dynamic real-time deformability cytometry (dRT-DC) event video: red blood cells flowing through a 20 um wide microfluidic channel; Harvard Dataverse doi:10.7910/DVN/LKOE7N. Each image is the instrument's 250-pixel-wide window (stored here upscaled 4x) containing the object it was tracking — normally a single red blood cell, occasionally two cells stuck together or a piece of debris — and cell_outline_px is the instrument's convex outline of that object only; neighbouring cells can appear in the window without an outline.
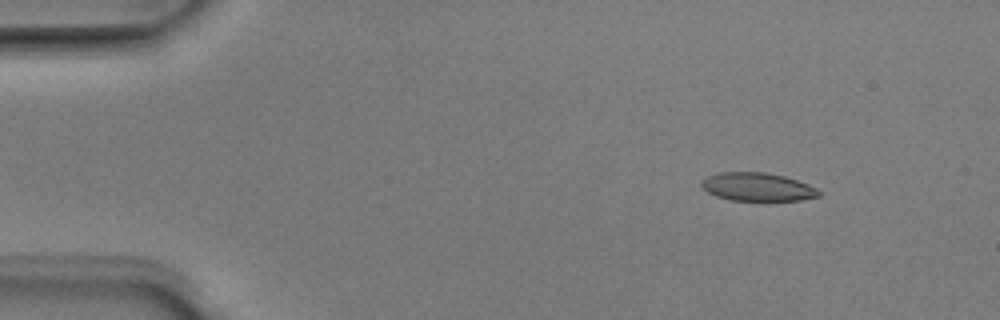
{"species": "Egyptian fruit bat (a non-hibernating species)", "species_latin": "Rousettus aegyptiacus", "temperature_condition": "room temperature", "stored_images_in_passage": 5, "camera_frame_rate_fps": 3000, "um_per_image_px": 0.085, "animal": {"sex": "male"}, "frame": {"image": 1, "passage_image": 2, "time_ms": 0.333, "image_size_px": [1000, 320], "cell_outline_px": [[820, 196], [800, 200], [732, 200], [716, 196], [708, 192], [700, 184], [708, 176], [716, 172], [764, 172], [784, 176], [808, 184], [816, 188], [820, 192]], "centroid_in_image_um": [64.38, 15.88], "position_along_channel_um": 20.6, "area_um2": 19.13}}
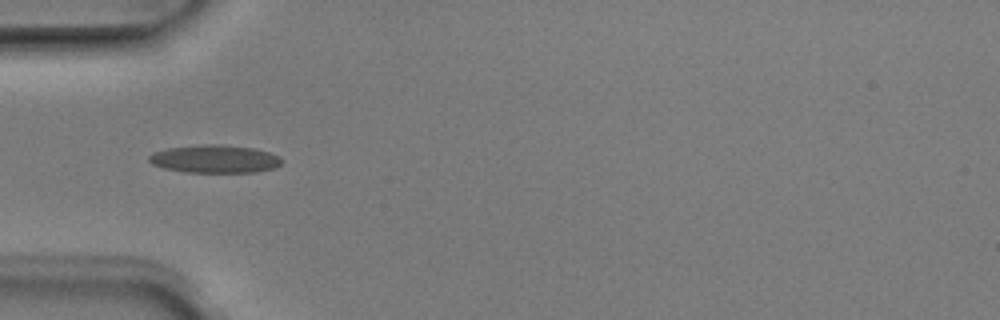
{"frame": {"image": 2, "passage_image": 5, "time_ms": 1.333, "image_size_px": [1000, 320], "cell_outline_px": [[284, 160], [280, 164], [272, 168], [256, 172], [184, 172], [164, 168], [152, 164], [148, 160], [148, 156], [152, 152], [168, 148], [204, 144], [224, 144], [256, 148], [280, 156]], "centroid_in_image_um": [18.25, 13.5], "position_along_channel_um": 66.7, "area_um2": 21.79}}